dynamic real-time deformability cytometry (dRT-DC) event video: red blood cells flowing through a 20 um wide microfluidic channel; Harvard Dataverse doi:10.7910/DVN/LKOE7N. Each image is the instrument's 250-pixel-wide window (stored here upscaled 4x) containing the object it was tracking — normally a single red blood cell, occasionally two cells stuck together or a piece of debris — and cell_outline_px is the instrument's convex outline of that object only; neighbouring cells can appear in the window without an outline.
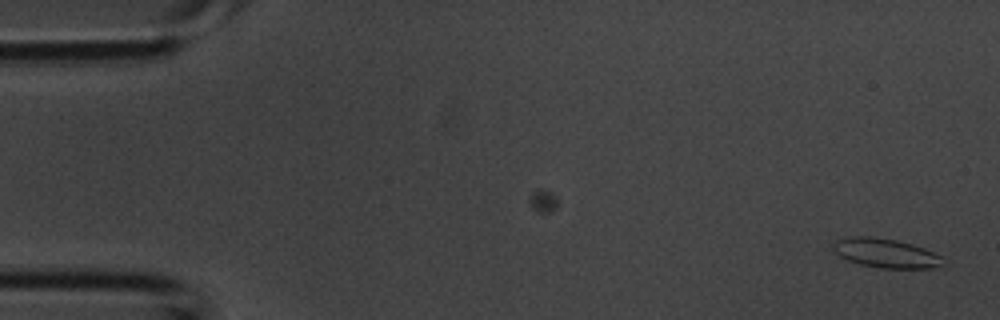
{"species": "common noctule bat (a hibernating species)", "species_latin": "Nyctalus noctula", "temperature_condition": "room temperature", "stored_images_in_passage": 3, "camera_frame_rate_fps": 3000, "um_per_image_px": 0.085, "animal": {"sex": "male", "body_mass_g": 20.1, "forearm_length_mm": 53.5}, "frame": {"image": 1, "passage_image": 3, "time_ms": 0.667, "image_size_px": [1000, 320], "cell_outline_px": [[940, 264], [932, 268], [880, 268], [860, 264], [848, 260], [840, 256], [832, 248], [832, 244], [836, 240], [852, 236], [872, 236], [896, 240], [912, 244], [924, 248], [940, 256]], "centroid_in_image_um": [75.21, 21.5], "position_along_channel_um": 9.8, "area_um2": 18.38}}